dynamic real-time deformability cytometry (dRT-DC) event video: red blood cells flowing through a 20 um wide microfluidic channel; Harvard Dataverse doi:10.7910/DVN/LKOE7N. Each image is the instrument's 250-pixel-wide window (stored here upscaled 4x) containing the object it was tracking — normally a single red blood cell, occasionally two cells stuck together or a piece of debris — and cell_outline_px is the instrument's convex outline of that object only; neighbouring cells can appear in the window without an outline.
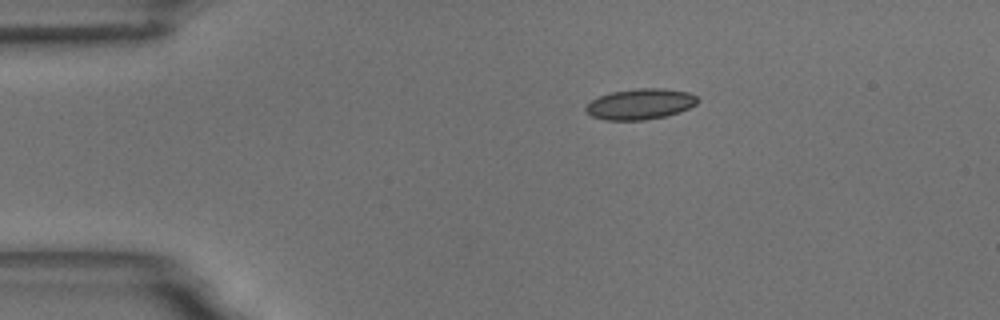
{"species": "common noctule bat (a hibernating species)", "species_latin": "Nyctalus noctula", "temperature_condition": "room temperature", "stored_images_in_passage": 46, "camera_frame_rate_fps": 3000, "um_per_image_px": 0.085, "animal": {"sex": "male", "body_mass_g": 18.8}, "frame": {"image": 1, "passage_image": 1, "time_ms": 0.0, "image_size_px": [1000, 320], "cell_outline_px": [[700, 100], [696, 104], [680, 112], [664, 116], [644, 120], [604, 120], [592, 116], [584, 108], [592, 100], [600, 96], [612, 92], [640, 88], [664, 88], [688, 92], [696, 96]], "centroid_in_image_um": [54.44, 8.84], "position_along_channel_um": 30.6, "area_um2": 19.88}}
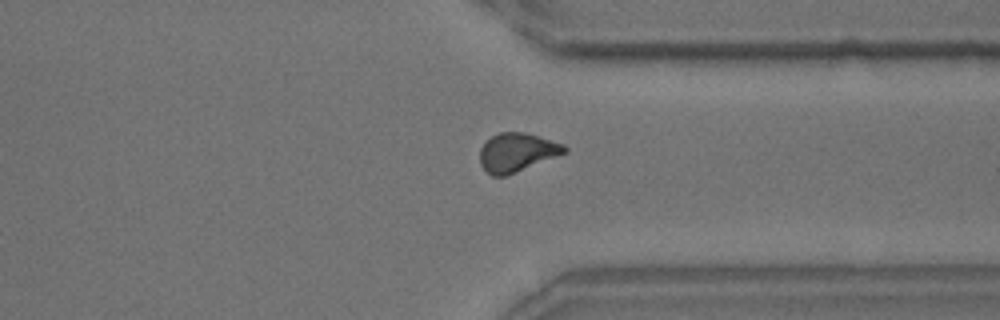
{"frame": {"image": 2, "passage_image": 33, "time_ms": 10.667, "image_size_px": [1000, 320], "cell_outline_px": [[568, 152], [504, 176], [492, 176], [480, 164], [480, 148], [492, 136], [500, 132], [524, 132], [564, 144], [568, 148]], "centroid_in_image_um": [43.95, 12.94], "position_along_channel_um": 367.5, "area_um2": 18.79}}
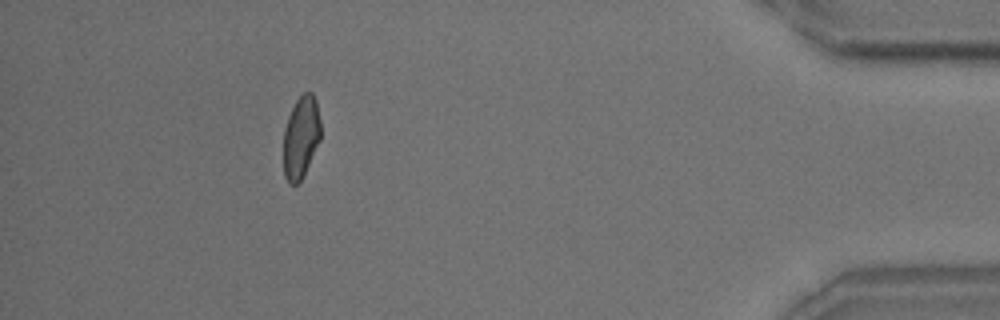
{"frame": {"image": 3, "passage_image": 41, "time_ms": 13.333, "image_size_px": [1000, 320], "cell_outline_px": [[320, 140], [300, 180], [296, 184], [288, 184], [284, 176], [284, 128], [288, 116], [296, 100], [304, 92], [312, 92], [316, 100], [320, 120]], "centroid_in_image_um": [25.57, 11.63], "position_along_channel_um": 409.6, "area_um2": 17.63}, "authors_computed_cell_mechanics": {"area_um2": 18.9295, "velocity_mm_per_s": 3.6292, "shape_relaxation_time_tau1_ms": 5.2708, "shape_relaxation_time_tau2_ms": 1.9176, "deformation_change_tau1": 0.116, "deformation_change_tau2": 0.0662}}